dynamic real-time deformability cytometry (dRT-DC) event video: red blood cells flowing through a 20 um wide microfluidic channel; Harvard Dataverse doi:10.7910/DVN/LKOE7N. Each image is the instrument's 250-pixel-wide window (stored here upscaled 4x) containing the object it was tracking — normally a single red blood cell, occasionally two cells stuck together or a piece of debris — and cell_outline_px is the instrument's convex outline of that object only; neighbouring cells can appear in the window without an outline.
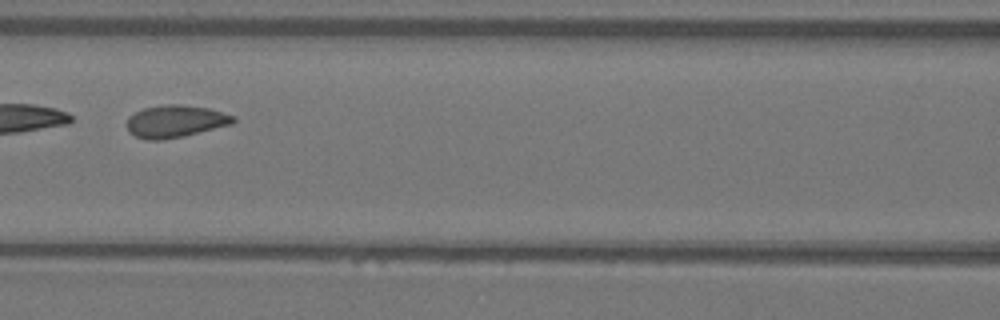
{"species": "Egyptian fruit bat (a non-hibernating species)", "species_latin": "Rousettus aegyptiacus", "temperature_condition": "warm", "stored_images_in_passage": 7, "camera_frame_rate_fps": 3000, "um_per_image_px": 0.085, "animal": {"sex": "female"}, "frame": {"image": 1, "passage_image": 6, "time_ms": 1.667, "image_size_px": [1000, 320], "cell_outline_px": [[236, 120], [232, 124], [184, 136], [164, 140], [148, 140], [136, 136], [128, 132], [128, 116], [144, 108], [168, 104], [180, 104], [208, 108], [236, 116]], "centroid_in_image_um": [14.92, 10.31], "position_along_channel_um": 151.7, "area_um2": 20.0}}
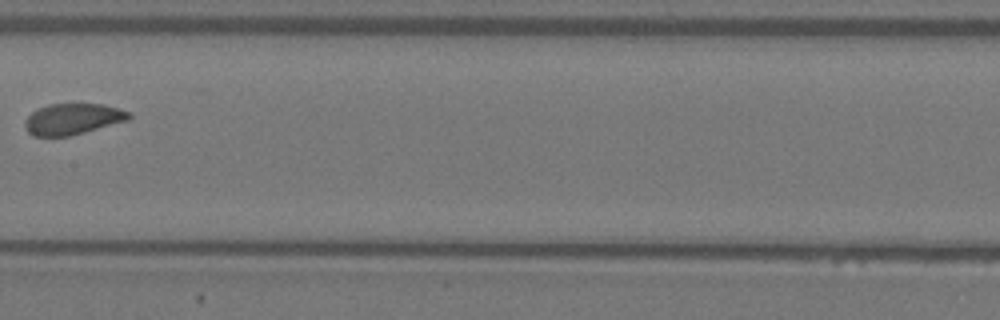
{"frame": {"image": 2, "passage_image": 7, "time_ms": 2.0, "image_size_px": [1000, 320], "cell_outline_px": [[132, 116], [128, 120], [84, 132], [68, 136], [36, 136], [28, 132], [24, 124], [24, 120], [36, 108], [48, 104], [104, 104], [128, 112]], "centroid_in_image_um": [6.14, 10.11], "position_along_channel_um": 201.3, "area_um2": 18.67}}